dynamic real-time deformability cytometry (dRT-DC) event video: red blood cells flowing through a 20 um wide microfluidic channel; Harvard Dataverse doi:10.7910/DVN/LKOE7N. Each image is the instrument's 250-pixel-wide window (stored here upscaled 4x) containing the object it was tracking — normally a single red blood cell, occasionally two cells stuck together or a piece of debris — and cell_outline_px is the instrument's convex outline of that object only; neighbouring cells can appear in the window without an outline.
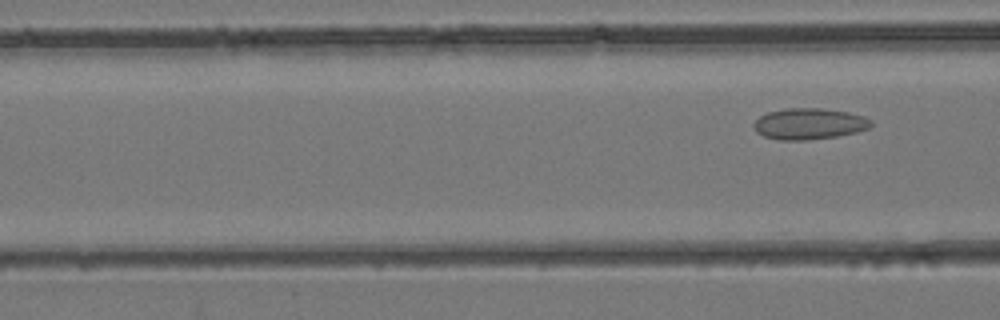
{"species": "common noctule bat (a hibernating species)", "species_latin": "Nyctalus noctula", "temperature_condition": "room temperature", "stored_images_in_passage": 5, "camera_frame_rate_fps": 3000, "um_per_image_px": 0.085, "animal": {"sex": "female", "body_mass_g": 24.6, "forearm_length_mm": 56.2}, "frame": {"image": 1, "passage_image": 5, "time_ms": 1.333, "image_size_px": [1000, 320], "cell_outline_px": [[872, 124], [868, 128], [856, 132], [836, 136], [808, 140], [780, 140], [764, 136], [756, 132], [752, 128], [752, 124], [760, 116], [768, 112], [784, 108], [824, 108], [848, 112], [864, 116], [872, 120]], "centroid_in_image_um": [68.75, 10.52], "position_along_channel_um": 97.8, "area_um2": 21.44}}